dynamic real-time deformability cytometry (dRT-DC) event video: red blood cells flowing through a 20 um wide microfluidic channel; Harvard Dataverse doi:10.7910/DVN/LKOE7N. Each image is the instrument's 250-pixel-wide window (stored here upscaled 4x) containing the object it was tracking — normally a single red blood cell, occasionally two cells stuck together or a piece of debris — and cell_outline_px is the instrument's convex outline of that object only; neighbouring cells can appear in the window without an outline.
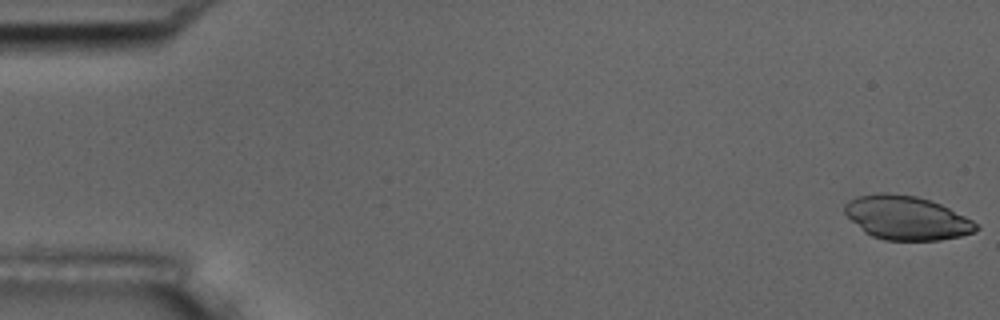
{"species": "common noctule bat (a hibernating species)", "species_latin": "Nyctalus noctula", "temperature_condition": "room temperature", "stored_images_in_passage": 54, "camera_frame_rate_fps": 3000, "um_per_image_px": 0.085, "animal": {"sex": "male", "body_mass_g": 17.5, "forearm_length_mm": 52.3}, "frame": {"image": 1, "passage_image": 1, "time_ms": 0.0, "image_size_px": [1000, 320], "cell_outline_px": [[980, 228], [972, 232], [960, 236], [940, 240], [884, 240], [872, 236], [864, 232], [844, 212], [844, 204], [848, 200], [860, 196], [876, 192], [888, 192], [916, 196], [940, 204], [972, 220]], "centroid_in_image_um": [77.02, 18.51], "position_along_channel_um": 8.0, "area_um2": 33.35}}